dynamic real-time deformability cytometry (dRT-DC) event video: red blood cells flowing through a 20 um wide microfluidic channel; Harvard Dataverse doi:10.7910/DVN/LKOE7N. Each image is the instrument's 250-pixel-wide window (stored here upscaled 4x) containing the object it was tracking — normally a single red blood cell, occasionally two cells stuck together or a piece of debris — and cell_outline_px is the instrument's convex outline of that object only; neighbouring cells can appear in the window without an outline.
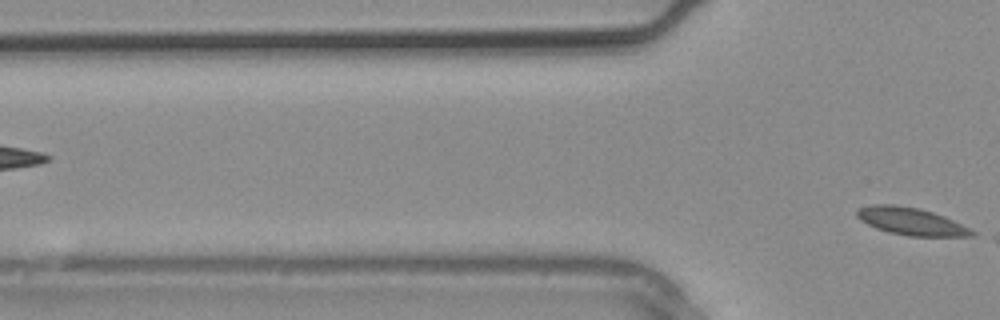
{"species": "common noctule bat (a hibernating species)", "species_latin": "Nyctalus noctula", "temperature_condition": "warm", "stored_images_in_passage": 4, "camera_frame_rate_fps": 3000, "um_per_image_px": 0.085, "animal": {"sex": "male", "body_mass_g": 20.4}, "frame": {"image": 1, "passage_image": 4, "time_ms": 1.0, "image_size_px": [1000, 320], "cell_outline_px": [[976, 236], [908, 236], [888, 232], [876, 228], [860, 220], [856, 216], [856, 212], [860, 208], [872, 204], [896, 204], [920, 208], [944, 216], [976, 232]], "centroid_in_image_um": [77.42, 18.81], "position_along_channel_um": 48.4, "area_um2": 18.32}}